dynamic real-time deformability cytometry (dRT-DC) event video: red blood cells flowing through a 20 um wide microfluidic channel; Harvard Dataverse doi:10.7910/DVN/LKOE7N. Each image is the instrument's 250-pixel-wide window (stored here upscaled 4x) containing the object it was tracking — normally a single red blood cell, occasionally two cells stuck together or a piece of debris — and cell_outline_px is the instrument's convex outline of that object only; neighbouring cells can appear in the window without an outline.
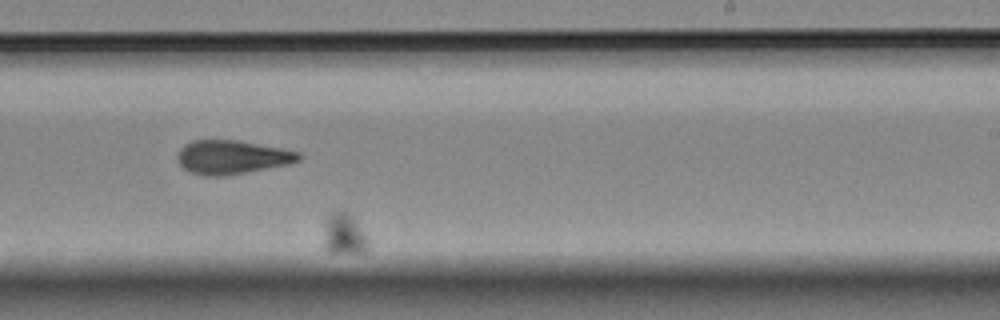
{"species": "Egyptian fruit bat (a non-hibernating species)", "species_latin": "Rousettus aegyptiacus", "temperature_condition": "room temperature", "stored_images_in_passage": 40, "segment_of_instrument_passage": [2, 2], "camera_frame_rate_fps": 3000, "um_per_image_px": 0.085, "animal": {"sex": "female"}, "frame": {"image": 1, "passage_image": 22, "time_ms": 7.0, "image_size_px": [1000, 320], "cell_outline_px": [[368, 248], [364, 252], [328, 252], [324, 248], [324, 220], [332, 212], [348, 212], [356, 220], [368, 236]], "centroid_in_image_um": [29.25, 19.89], "position_along_channel_um": 259.8, "area_um2": 10.75}}
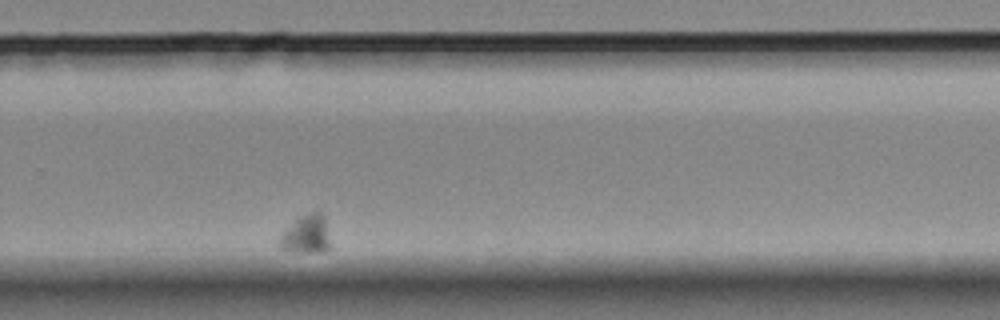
{"frame": {"image": 2, "passage_image": 28, "time_ms": 9.0, "image_size_px": [1000, 320], "cell_outline_px": [[332, 248], [320, 252], [292, 252], [284, 248], [280, 244], [280, 236], [300, 216], [312, 212], [320, 212], [324, 220]], "centroid_in_image_um": [26.08, 19.96], "position_along_channel_um": 303.7, "area_um2": 10.98}}
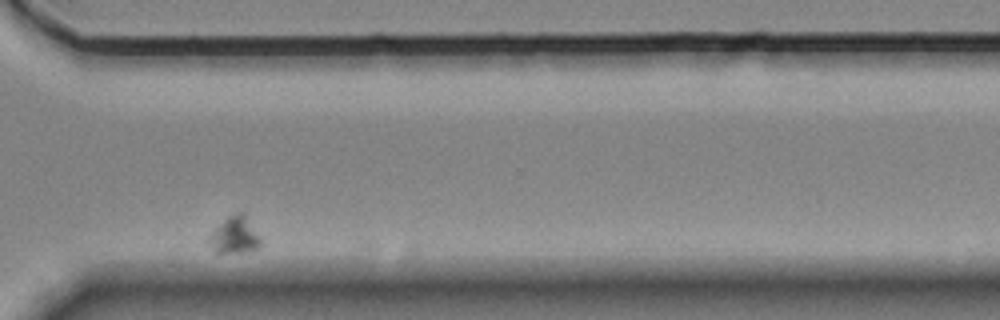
{"frame": {"image": 3, "passage_image": 34, "time_ms": 11.0, "image_size_px": [1000, 320], "cell_outline_px": [[264, 244], [260, 248], [252, 252], [216, 252], [204, 240], [228, 216], [236, 212], [240, 212], [244, 216], [260, 236]], "centroid_in_image_um": [19.96, 20.05], "position_along_channel_um": 350.6, "area_um2": 11.16}}